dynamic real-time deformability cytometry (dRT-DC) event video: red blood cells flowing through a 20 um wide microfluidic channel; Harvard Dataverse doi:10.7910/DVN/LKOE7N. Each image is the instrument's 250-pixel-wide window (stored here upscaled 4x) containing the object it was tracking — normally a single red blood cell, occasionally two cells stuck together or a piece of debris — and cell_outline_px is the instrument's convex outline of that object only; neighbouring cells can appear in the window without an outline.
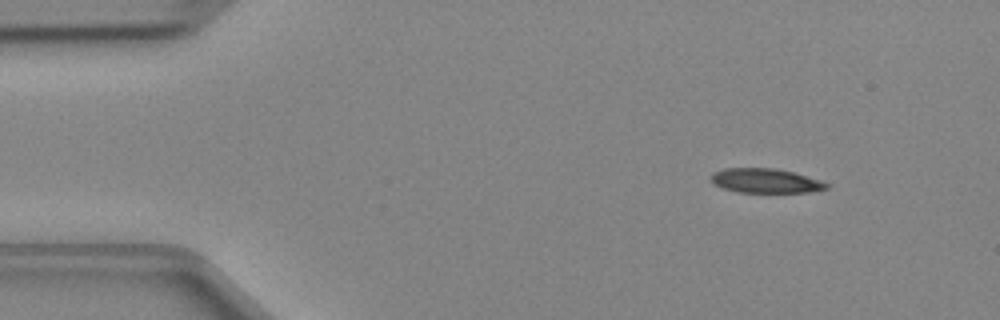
{"species": "Egyptian fruit bat (a non-hibernating species)", "species_latin": "Rousettus aegyptiacus", "temperature_condition": "cold", "stored_images_in_passage": 42, "camera_frame_rate_fps": 3000, "um_per_image_px": 0.085, "animal": {"sex": "female"}, "frame": {"image": 1, "passage_image": 1, "time_ms": 0.0, "image_size_px": [1000, 320], "cell_outline_px": [[828, 188], [808, 192], [740, 192], [724, 188], [712, 184], [712, 172], [724, 168], [776, 168], [792, 172], [820, 180], [828, 184]], "centroid_in_image_um": [65.04, 15.36], "position_along_channel_um": 20.0, "area_um2": 16.24}}
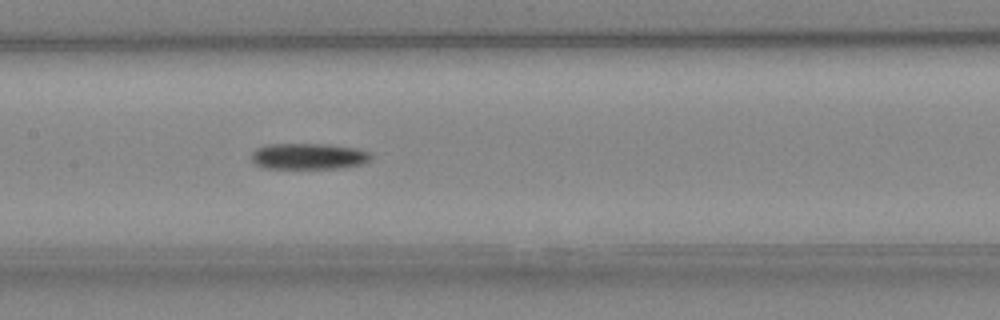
{"frame": {"image": 2, "passage_image": 18, "time_ms": 5.667, "image_size_px": [1000, 320], "cell_outline_px": [[372, 160], [364, 164], [340, 168], [264, 168], [256, 164], [252, 160], [252, 152], [256, 148], [268, 144], [328, 144], [356, 148], [372, 152]], "centroid_in_image_um": [26.29, 13.28], "position_along_channel_um": 181.1, "area_um2": 18.38}}
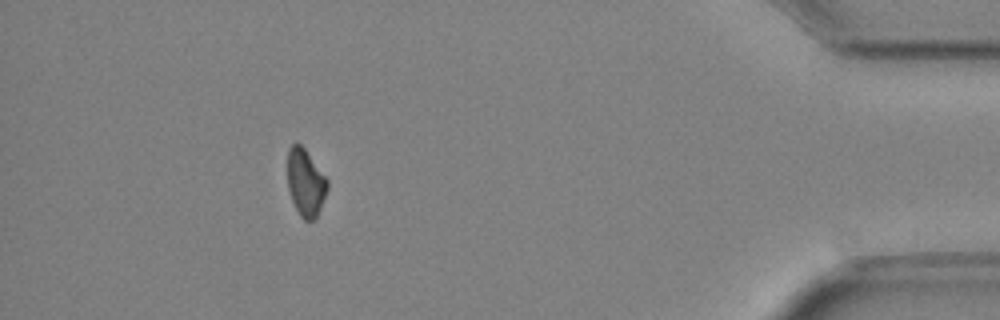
{"frame": {"image": 3, "passage_image": 38, "time_ms": 12.333, "image_size_px": [1000, 320], "cell_outline_px": [[328, 188], [316, 220], [304, 220], [300, 216], [292, 200], [288, 188], [288, 148], [296, 140], [304, 148], [328, 180]], "centroid_in_image_um": [25.97, 15.52], "position_along_channel_um": 409.2, "area_um2": 15.61}}